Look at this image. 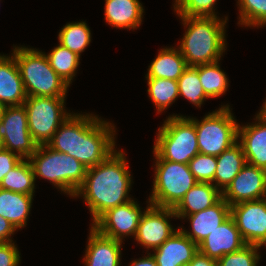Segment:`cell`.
I'll return each instance as SVG.
<instances>
[{
	"label": "cell",
	"mask_w": 266,
	"mask_h": 266,
	"mask_svg": "<svg viewBox=\"0 0 266 266\" xmlns=\"http://www.w3.org/2000/svg\"><path fill=\"white\" fill-rule=\"evenodd\" d=\"M187 266H218V262L198 251Z\"/></svg>",
	"instance_id": "cell-39"
},
{
	"label": "cell",
	"mask_w": 266,
	"mask_h": 266,
	"mask_svg": "<svg viewBox=\"0 0 266 266\" xmlns=\"http://www.w3.org/2000/svg\"><path fill=\"white\" fill-rule=\"evenodd\" d=\"M59 44L78 56L91 42V31L85 21L67 23L58 34Z\"/></svg>",
	"instance_id": "cell-29"
},
{
	"label": "cell",
	"mask_w": 266,
	"mask_h": 266,
	"mask_svg": "<svg viewBox=\"0 0 266 266\" xmlns=\"http://www.w3.org/2000/svg\"><path fill=\"white\" fill-rule=\"evenodd\" d=\"M139 204L133 199L106 210L93 223L102 235L123 242L124 236H134L142 215Z\"/></svg>",
	"instance_id": "cell-11"
},
{
	"label": "cell",
	"mask_w": 266,
	"mask_h": 266,
	"mask_svg": "<svg viewBox=\"0 0 266 266\" xmlns=\"http://www.w3.org/2000/svg\"><path fill=\"white\" fill-rule=\"evenodd\" d=\"M131 183L125 153L115 150L103 162L87 169L74 197H83L94 222L106 210L132 200Z\"/></svg>",
	"instance_id": "cell-2"
},
{
	"label": "cell",
	"mask_w": 266,
	"mask_h": 266,
	"mask_svg": "<svg viewBox=\"0 0 266 266\" xmlns=\"http://www.w3.org/2000/svg\"><path fill=\"white\" fill-rule=\"evenodd\" d=\"M258 114L266 120V100H265L264 105L262 106L261 110L258 112Z\"/></svg>",
	"instance_id": "cell-41"
},
{
	"label": "cell",
	"mask_w": 266,
	"mask_h": 266,
	"mask_svg": "<svg viewBox=\"0 0 266 266\" xmlns=\"http://www.w3.org/2000/svg\"><path fill=\"white\" fill-rule=\"evenodd\" d=\"M113 125L93 114L73 113L57 129L47 146L74 157L88 169L116 150Z\"/></svg>",
	"instance_id": "cell-1"
},
{
	"label": "cell",
	"mask_w": 266,
	"mask_h": 266,
	"mask_svg": "<svg viewBox=\"0 0 266 266\" xmlns=\"http://www.w3.org/2000/svg\"><path fill=\"white\" fill-rule=\"evenodd\" d=\"M177 81L179 96L187 98L196 107H201L204 100L208 99L198 76V65L188 66Z\"/></svg>",
	"instance_id": "cell-31"
},
{
	"label": "cell",
	"mask_w": 266,
	"mask_h": 266,
	"mask_svg": "<svg viewBox=\"0 0 266 266\" xmlns=\"http://www.w3.org/2000/svg\"><path fill=\"white\" fill-rule=\"evenodd\" d=\"M148 81V95L161 113L179 97L178 81L162 78H146Z\"/></svg>",
	"instance_id": "cell-30"
},
{
	"label": "cell",
	"mask_w": 266,
	"mask_h": 266,
	"mask_svg": "<svg viewBox=\"0 0 266 266\" xmlns=\"http://www.w3.org/2000/svg\"><path fill=\"white\" fill-rule=\"evenodd\" d=\"M0 148H2V135H1V128H0Z\"/></svg>",
	"instance_id": "cell-43"
},
{
	"label": "cell",
	"mask_w": 266,
	"mask_h": 266,
	"mask_svg": "<svg viewBox=\"0 0 266 266\" xmlns=\"http://www.w3.org/2000/svg\"><path fill=\"white\" fill-rule=\"evenodd\" d=\"M129 266H158L152 254L148 253L147 256L133 260Z\"/></svg>",
	"instance_id": "cell-40"
},
{
	"label": "cell",
	"mask_w": 266,
	"mask_h": 266,
	"mask_svg": "<svg viewBox=\"0 0 266 266\" xmlns=\"http://www.w3.org/2000/svg\"><path fill=\"white\" fill-rule=\"evenodd\" d=\"M27 97L14 55H0V102L5 107L19 106Z\"/></svg>",
	"instance_id": "cell-20"
},
{
	"label": "cell",
	"mask_w": 266,
	"mask_h": 266,
	"mask_svg": "<svg viewBox=\"0 0 266 266\" xmlns=\"http://www.w3.org/2000/svg\"><path fill=\"white\" fill-rule=\"evenodd\" d=\"M28 129L34 142L47 145L61 124L72 114L65 111V98L30 96L24 104Z\"/></svg>",
	"instance_id": "cell-9"
},
{
	"label": "cell",
	"mask_w": 266,
	"mask_h": 266,
	"mask_svg": "<svg viewBox=\"0 0 266 266\" xmlns=\"http://www.w3.org/2000/svg\"><path fill=\"white\" fill-rule=\"evenodd\" d=\"M20 258L15 242L0 243V266H19Z\"/></svg>",
	"instance_id": "cell-36"
},
{
	"label": "cell",
	"mask_w": 266,
	"mask_h": 266,
	"mask_svg": "<svg viewBox=\"0 0 266 266\" xmlns=\"http://www.w3.org/2000/svg\"><path fill=\"white\" fill-rule=\"evenodd\" d=\"M105 21L114 28L136 29L144 9L139 0H105Z\"/></svg>",
	"instance_id": "cell-21"
},
{
	"label": "cell",
	"mask_w": 266,
	"mask_h": 266,
	"mask_svg": "<svg viewBox=\"0 0 266 266\" xmlns=\"http://www.w3.org/2000/svg\"><path fill=\"white\" fill-rule=\"evenodd\" d=\"M254 119L257 122L238 125V141L247 164L266 170V120L259 114Z\"/></svg>",
	"instance_id": "cell-17"
},
{
	"label": "cell",
	"mask_w": 266,
	"mask_h": 266,
	"mask_svg": "<svg viewBox=\"0 0 266 266\" xmlns=\"http://www.w3.org/2000/svg\"><path fill=\"white\" fill-rule=\"evenodd\" d=\"M186 61L178 48L161 49L151 62L146 78H162L177 81L187 68Z\"/></svg>",
	"instance_id": "cell-25"
},
{
	"label": "cell",
	"mask_w": 266,
	"mask_h": 266,
	"mask_svg": "<svg viewBox=\"0 0 266 266\" xmlns=\"http://www.w3.org/2000/svg\"><path fill=\"white\" fill-rule=\"evenodd\" d=\"M12 54L28 97H66L69 85L52 69L45 52L14 46Z\"/></svg>",
	"instance_id": "cell-4"
},
{
	"label": "cell",
	"mask_w": 266,
	"mask_h": 266,
	"mask_svg": "<svg viewBox=\"0 0 266 266\" xmlns=\"http://www.w3.org/2000/svg\"><path fill=\"white\" fill-rule=\"evenodd\" d=\"M216 159L217 168L213 185L223 192L247 162L239 141L223 151Z\"/></svg>",
	"instance_id": "cell-23"
},
{
	"label": "cell",
	"mask_w": 266,
	"mask_h": 266,
	"mask_svg": "<svg viewBox=\"0 0 266 266\" xmlns=\"http://www.w3.org/2000/svg\"><path fill=\"white\" fill-rule=\"evenodd\" d=\"M265 197L266 170L247 163L222 192V198L230 206Z\"/></svg>",
	"instance_id": "cell-14"
},
{
	"label": "cell",
	"mask_w": 266,
	"mask_h": 266,
	"mask_svg": "<svg viewBox=\"0 0 266 266\" xmlns=\"http://www.w3.org/2000/svg\"><path fill=\"white\" fill-rule=\"evenodd\" d=\"M261 246L246 244L234 253H228L217 260L218 266H257L261 256L258 250Z\"/></svg>",
	"instance_id": "cell-35"
},
{
	"label": "cell",
	"mask_w": 266,
	"mask_h": 266,
	"mask_svg": "<svg viewBox=\"0 0 266 266\" xmlns=\"http://www.w3.org/2000/svg\"><path fill=\"white\" fill-rule=\"evenodd\" d=\"M153 153L156 160L188 164L199 153L195 124L190 117L169 116L158 129Z\"/></svg>",
	"instance_id": "cell-6"
},
{
	"label": "cell",
	"mask_w": 266,
	"mask_h": 266,
	"mask_svg": "<svg viewBox=\"0 0 266 266\" xmlns=\"http://www.w3.org/2000/svg\"><path fill=\"white\" fill-rule=\"evenodd\" d=\"M5 106L0 102V120L2 118L3 112H4Z\"/></svg>",
	"instance_id": "cell-42"
},
{
	"label": "cell",
	"mask_w": 266,
	"mask_h": 266,
	"mask_svg": "<svg viewBox=\"0 0 266 266\" xmlns=\"http://www.w3.org/2000/svg\"><path fill=\"white\" fill-rule=\"evenodd\" d=\"M2 147L14 152L22 159H29L36 151L28 129L27 112L24 105L6 106L0 120Z\"/></svg>",
	"instance_id": "cell-10"
},
{
	"label": "cell",
	"mask_w": 266,
	"mask_h": 266,
	"mask_svg": "<svg viewBox=\"0 0 266 266\" xmlns=\"http://www.w3.org/2000/svg\"><path fill=\"white\" fill-rule=\"evenodd\" d=\"M219 61L198 65V76L208 98L220 97L228 89V77L220 69Z\"/></svg>",
	"instance_id": "cell-28"
},
{
	"label": "cell",
	"mask_w": 266,
	"mask_h": 266,
	"mask_svg": "<svg viewBox=\"0 0 266 266\" xmlns=\"http://www.w3.org/2000/svg\"><path fill=\"white\" fill-rule=\"evenodd\" d=\"M158 266H187L198 252V245L179 228L160 247L154 249Z\"/></svg>",
	"instance_id": "cell-18"
},
{
	"label": "cell",
	"mask_w": 266,
	"mask_h": 266,
	"mask_svg": "<svg viewBox=\"0 0 266 266\" xmlns=\"http://www.w3.org/2000/svg\"><path fill=\"white\" fill-rule=\"evenodd\" d=\"M230 216L246 244L266 242V197L230 206Z\"/></svg>",
	"instance_id": "cell-12"
},
{
	"label": "cell",
	"mask_w": 266,
	"mask_h": 266,
	"mask_svg": "<svg viewBox=\"0 0 266 266\" xmlns=\"http://www.w3.org/2000/svg\"><path fill=\"white\" fill-rule=\"evenodd\" d=\"M217 0H175L174 11L178 16L218 17L214 6Z\"/></svg>",
	"instance_id": "cell-33"
},
{
	"label": "cell",
	"mask_w": 266,
	"mask_h": 266,
	"mask_svg": "<svg viewBox=\"0 0 266 266\" xmlns=\"http://www.w3.org/2000/svg\"><path fill=\"white\" fill-rule=\"evenodd\" d=\"M187 28L178 47L187 66H197L220 61L226 50L225 26L227 16L186 17L179 16Z\"/></svg>",
	"instance_id": "cell-3"
},
{
	"label": "cell",
	"mask_w": 266,
	"mask_h": 266,
	"mask_svg": "<svg viewBox=\"0 0 266 266\" xmlns=\"http://www.w3.org/2000/svg\"><path fill=\"white\" fill-rule=\"evenodd\" d=\"M245 245L234 219L230 216L198 245V251L218 260L228 253L240 250Z\"/></svg>",
	"instance_id": "cell-15"
},
{
	"label": "cell",
	"mask_w": 266,
	"mask_h": 266,
	"mask_svg": "<svg viewBox=\"0 0 266 266\" xmlns=\"http://www.w3.org/2000/svg\"><path fill=\"white\" fill-rule=\"evenodd\" d=\"M50 66L69 86L72 83L80 63V56L58 44L49 54H45Z\"/></svg>",
	"instance_id": "cell-27"
},
{
	"label": "cell",
	"mask_w": 266,
	"mask_h": 266,
	"mask_svg": "<svg viewBox=\"0 0 266 266\" xmlns=\"http://www.w3.org/2000/svg\"><path fill=\"white\" fill-rule=\"evenodd\" d=\"M239 25L263 27L266 25V0H238Z\"/></svg>",
	"instance_id": "cell-32"
},
{
	"label": "cell",
	"mask_w": 266,
	"mask_h": 266,
	"mask_svg": "<svg viewBox=\"0 0 266 266\" xmlns=\"http://www.w3.org/2000/svg\"><path fill=\"white\" fill-rule=\"evenodd\" d=\"M17 229L5 218L0 216V243L12 242V236Z\"/></svg>",
	"instance_id": "cell-38"
},
{
	"label": "cell",
	"mask_w": 266,
	"mask_h": 266,
	"mask_svg": "<svg viewBox=\"0 0 266 266\" xmlns=\"http://www.w3.org/2000/svg\"><path fill=\"white\" fill-rule=\"evenodd\" d=\"M172 217L177 218L174 208L158 207L149 202L137 227L135 240L147 250L160 247L178 231L169 223L168 219Z\"/></svg>",
	"instance_id": "cell-13"
},
{
	"label": "cell",
	"mask_w": 266,
	"mask_h": 266,
	"mask_svg": "<svg viewBox=\"0 0 266 266\" xmlns=\"http://www.w3.org/2000/svg\"><path fill=\"white\" fill-rule=\"evenodd\" d=\"M22 158L14 152L0 148V184L4 176L15 167Z\"/></svg>",
	"instance_id": "cell-37"
},
{
	"label": "cell",
	"mask_w": 266,
	"mask_h": 266,
	"mask_svg": "<svg viewBox=\"0 0 266 266\" xmlns=\"http://www.w3.org/2000/svg\"><path fill=\"white\" fill-rule=\"evenodd\" d=\"M35 176L28 159H22L2 179L0 188L16 193L33 195L35 192Z\"/></svg>",
	"instance_id": "cell-26"
},
{
	"label": "cell",
	"mask_w": 266,
	"mask_h": 266,
	"mask_svg": "<svg viewBox=\"0 0 266 266\" xmlns=\"http://www.w3.org/2000/svg\"><path fill=\"white\" fill-rule=\"evenodd\" d=\"M121 241L102 235L91 226L84 262L86 266H120Z\"/></svg>",
	"instance_id": "cell-19"
},
{
	"label": "cell",
	"mask_w": 266,
	"mask_h": 266,
	"mask_svg": "<svg viewBox=\"0 0 266 266\" xmlns=\"http://www.w3.org/2000/svg\"><path fill=\"white\" fill-rule=\"evenodd\" d=\"M188 218L191 232L183 227L180 230L194 243L199 245L210 233L223 224L230 217V205L221 198L217 203L205 210L195 212L187 216H177V218Z\"/></svg>",
	"instance_id": "cell-16"
},
{
	"label": "cell",
	"mask_w": 266,
	"mask_h": 266,
	"mask_svg": "<svg viewBox=\"0 0 266 266\" xmlns=\"http://www.w3.org/2000/svg\"><path fill=\"white\" fill-rule=\"evenodd\" d=\"M197 183L188 164L156 160L151 205L175 208Z\"/></svg>",
	"instance_id": "cell-7"
},
{
	"label": "cell",
	"mask_w": 266,
	"mask_h": 266,
	"mask_svg": "<svg viewBox=\"0 0 266 266\" xmlns=\"http://www.w3.org/2000/svg\"><path fill=\"white\" fill-rule=\"evenodd\" d=\"M196 128L199 153L219 156L238 141V123L229 105L207 114L201 121L190 118Z\"/></svg>",
	"instance_id": "cell-8"
},
{
	"label": "cell",
	"mask_w": 266,
	"mask_h": 266,
	"mask_svg": "<svg viewBox=\"0 0 266 266\" xmlns=\"http://www.w3.org/2000/svg\"><path fill=\"white\" fill-rule=\"evenodd\" d=\"M197 182L213 183L217 168L216 156L198 153L188 163Z\"/></svg>",
	"instance_id": "cell-34"
},
{
	"label": "cell",
	"mask_w": 266,
	"mask_h": 266,
	"mask_svg": "<svg viewBox=\"0 0 266 266\" xmlns=\"http://www.w3.org/2000/svg\"><path fill=\"white\" fill-rule=\"evenodd\" d=\"M222 198L212 183L197 182L174 208L176 216H187L211 207Z\"/></svg>",
	"instance_id": "cell-22"
},
{
	"label": "cell",
	"mask_w": 266,
	"mask_h": 266,
	"mask_svg": "<svg viewBox=\"0 0 266 266\" xmlns=\"http://www.w3.org/2000/svg\"><path fill=\"white\" fill-rule=\"evenodd\" d=\"M33 195L16 193L0 188V216L7 219L17 230L27 225Z\"/></svg>",
	"instance_id": "cell-24"
},
{
	"label": "cell",
	"mask_w": 266,
	"mask_h": 266,
	"mask_svg": "<svg viewBox=\"0 0 266 266\" xmlns=\"http://www.w3.org/2000/svg\"><path fill=\"white\" fill-rule=\"evenodd\" d=\"M34 176L49 180L61 192L74 197L83 184L87 168L74 157L53 150L47 145H39L28 159Z\"/></svg>",
	"instance_id": "cell-5"
}]
</instances>
